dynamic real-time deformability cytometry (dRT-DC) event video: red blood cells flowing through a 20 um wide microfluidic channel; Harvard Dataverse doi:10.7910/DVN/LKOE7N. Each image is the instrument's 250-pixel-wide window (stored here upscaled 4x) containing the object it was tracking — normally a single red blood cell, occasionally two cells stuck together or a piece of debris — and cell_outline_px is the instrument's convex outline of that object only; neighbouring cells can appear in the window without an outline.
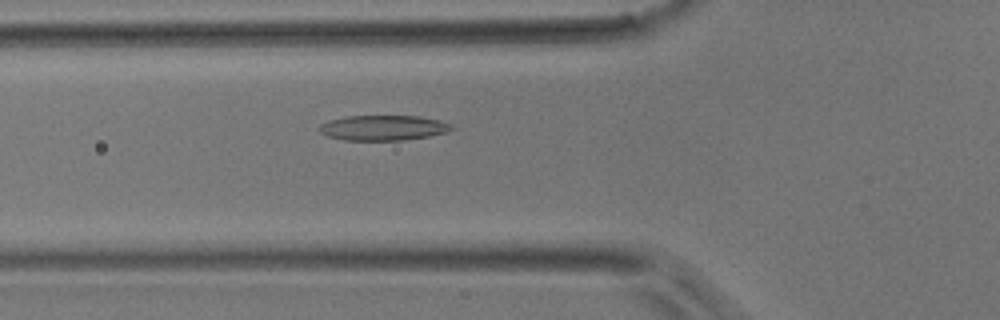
{"species": "common noctule bat (a hibernating species)", "species_latin": "Nyctalus noctula", "temperature_condition": "room temperature", "stored_images_in_passage": 42, "camera_frame_rate_fps": 3000, "um_per_image_px": 0.085, "animal": {"sex": "male", "body_mass_g": 17.9}, "frame": {"image": 1, "passage_image": 11, "time_ms": 3.333, "image_size_px": [1000, 320], "cell_outline_px": [[452, 128], [448, 132], [428, 136], [404, 140], [344, 140], [328, 136], [320, 132], [320, 124], [328, 120], [348, 116], [420, 116], [440, 120], [452, 124]], "centroid_in_image_um": [32.58, 10.86], "position_along_channel_um": 93.2, "area_um2": 19.36}}
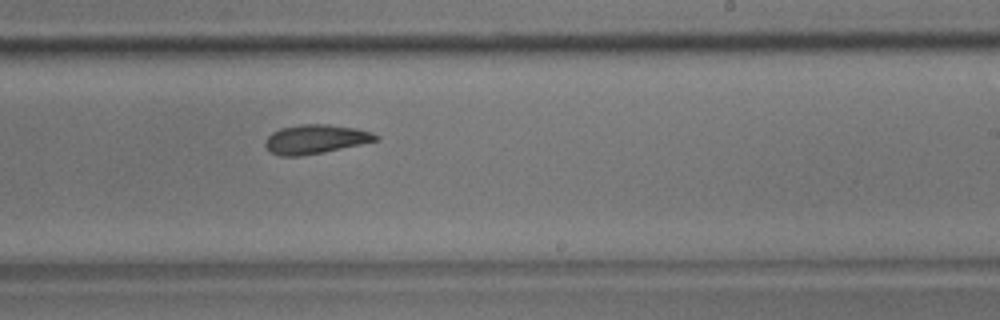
{"frame": {"image": 2, "passage_image": 23, "time_ms": 7.333, "image_size_px": [1000, 320], "cell_outline_px": [[380, 136], [376, 140], [360, 144], [324, 152], [300, 156], [280, 156], [268, 152], [264, 144], [264, 140], [272, 132], [280, 128], [300, 124], [328, 124], [356, 128], [372, 132]], "centroid_in_image_um": [26.76, 11.83], "position_along_channel_um": 262.2, "area_um2": 18.84}}
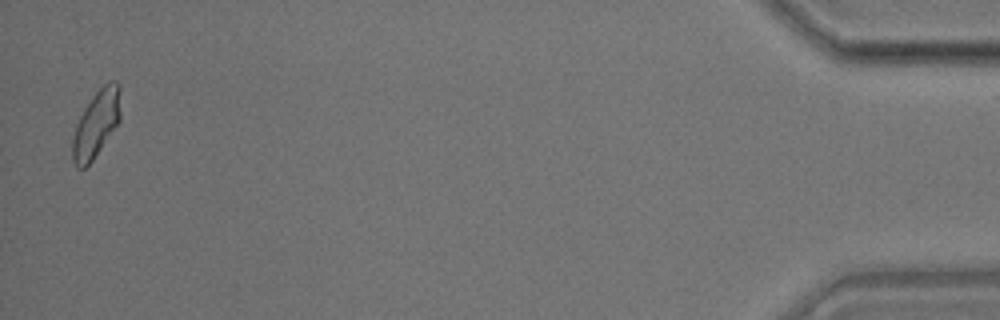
{"frame": {"image": 3, "passage_image": 41, "time_ms": 13.333, "image_size_px": [1000, 320], "cell_outline_px": [[120, 120], [92, 160], [84, 168], [76, 168], [72, 160], [72, 140], [76, 124], [84, 108], [92, 96], [108, 80], [116, 80], [120, 84]], "centroid_in_image_um": [8.18, 10.49], "position_along_channel_um": 427.0, "area_um2": 18.67}}